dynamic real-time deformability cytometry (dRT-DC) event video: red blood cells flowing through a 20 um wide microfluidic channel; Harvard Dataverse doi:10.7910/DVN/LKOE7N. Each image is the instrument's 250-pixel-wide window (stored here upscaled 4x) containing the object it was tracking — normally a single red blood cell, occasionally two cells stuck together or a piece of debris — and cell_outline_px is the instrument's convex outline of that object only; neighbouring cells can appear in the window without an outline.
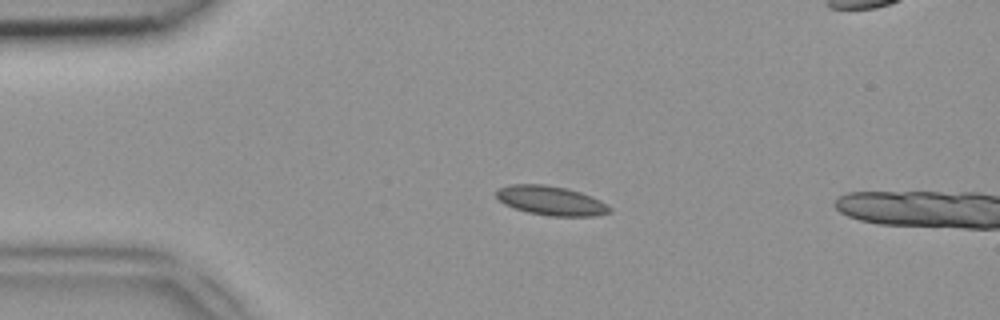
{"species": "common noctule bat (a hibernating species)", "species_latin": "Nyctalus noctula", "temperature_condition": "room temperature", "stored_images_in_passage": 4, "camera_frame_rate_fps": 3000, "um_per_image_px": 0.085, "animal": {"sex": "female", "body_mass_g": 18.4}, "frame": {"image": 1, "passage_image": 1, "time_ms": 0.0, "image_size_px": [1000, 320], "cell_outline_px": [[612, 212], [596, 216], [548, 216], [528, 212], [504, 204], [496, 196], [496, 188], [508, 184], [544, 184], [568, 188], [580, 192], [600, 200], [612, 208]], "centroid_in_image_um": [46.83, 17.05], "position_along_channel_um": 38.2, "area_um2": 19.48}}